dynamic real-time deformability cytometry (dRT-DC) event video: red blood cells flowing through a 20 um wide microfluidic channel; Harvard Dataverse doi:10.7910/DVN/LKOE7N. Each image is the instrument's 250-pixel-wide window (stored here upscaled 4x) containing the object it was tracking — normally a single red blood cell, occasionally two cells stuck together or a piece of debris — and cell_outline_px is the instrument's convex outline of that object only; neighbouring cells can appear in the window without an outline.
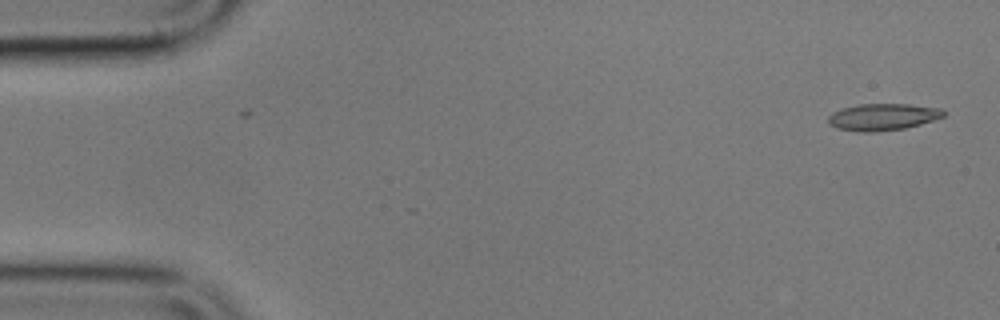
{"species": "common noctule bat (a hibernating species)", "species_latin": "Nyctalus noctula", "temperature_condition": "cold", "stored_images_in_passage": 4, "camera_frame_rate_fps": 3000, "um_per_image_px": 0.085, "animal": {"sex": "male", "body_mass_g": 17.9}, "frame": {"image": 1, "passage_image": 1, "time_ms": 0.0, "image_size_px": [1000, 320], "cell_outline_px": [[944, 116], [920, 124], [904, 128], [876, 132], [860, 132], [836, 128], [828, 124], [828, 116], [832, 112], [844, 108], [860, 104], [908, 104], [940, 108], [944, 112]], "centroid_in_image_um": [74.99, 9.94], "position_along_channel_um": 10.0, "area_um2": 17.92}}
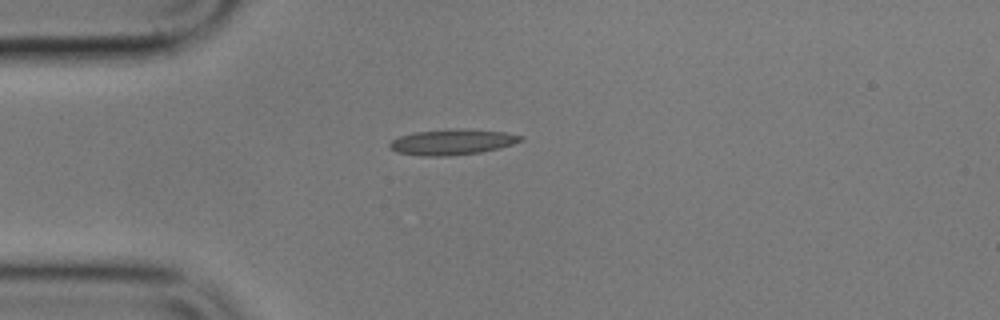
{"frame": {"image": 2, "passage_image": 3, "time_ms": 4.0, "image_size_px": [1000, 320], "cell_outline_px": [[524, 140], [500, 148], [480, 152], [448, 156], [424, 156], [396, 152], [388, 148], [388, 144], [392, 140], [400, 136], [416, 132], [456, 128], [460, 128], [508, 132], [524, 136]], "centroid_in_image_um": [38.46, 12.06], "position_along_channel_um": 46.5, "area_um2": 19.71}}